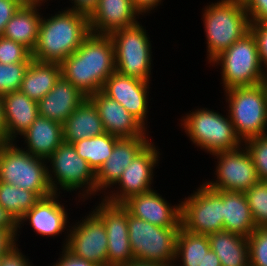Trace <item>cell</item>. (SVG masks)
I'll use <instances>...</instances> for the list:
<instances>
[{
	"label": "cell",
	"instance_id": "cell-1",
	"mask_svg": "<svg viewBox=\"0 0 267 266\" xmlns=\"http://www.w3.org/2000/svg\"><path fill=\"white\" fill-rule=\"evenodd\" d=\"M60 67L61 76L87 97L102 91L105 81L116 71L111 37L90 33Z\"/></svg>",
	"mask_w": 267,
	"mask_h": 266
},
{
	"label": "cell",
	"instance_id": "cell-2",
	"mask_svg": "<svg viewBox=\"0 0 267 266\" xmlns=\"http://www.w3.org/2000/svg\"><path fill=\"white\" fill-rule=\"evenodd\" d=\"M56 9L53 14H42L38 40L31 53L34 60L61 64L91 33L88 16L64 7Z\"/></svg>",
	"mask_w": 267,
	"mask_h": 266
},
{
	"label": "cell",
	"instance_id": "cell-3",
	"mask_svg": "<svg viewBox=\"0 0 267 266\" xmlns=\"http://www.w3.org/2000/svg\"><path fill=\"white\" fill-rule=\"evenodd\" d=\"M214 1L201 9L206 40L205 66L250 31L251 22L243 0Z\"/></svg>",
	"mask_w": 267,
	"mask_h": 266
},
{
	"label": "cell",
	"instance_id": "cell-4",
	"mask_svg": "<svg viewBox=\"0 0 267 266\" xmlns=\"http://www.w3.org/2000/svg\"><path fill=\"white\" fill-rule=\"evenodd\" d=\"M222 108L224 112L220 113L200 105L185 115L181 114V119L178 118L180 123L177 122V125L184 131L191 145L209 156L220 151L234 150L243 144L236 135L226 107Z\"/></svg>",
	"mask_w": 267,
	"mask_h": 266
},
{
	"label": "cell",
	"instance_id": "cell-5",
	"mask_svg": "<svg viewBox=\"0 0 267 266\" xmlns=\"http://www.w3.org/2000/svg\"><path fill=\"white\" fill-rule=\"evenodd\" d=\"M47 170L53 193H69L83 204L97 199L96 173L77 154L73 144L63 142L47 159Z\"/></svg>",
	"mask_w": 267,
	"mask_h": 266
},
{
	"label": "cell",
	"instance_id": "cell-6",
	"mask_svg": "<svg viewBox=\"0 0 267 266\" xmlns=\"http://www.w3.org/2000/svg\"><path fill=\"white\" fill-rule=\"evenodd\" d=\"M224 93V107L234 130L244 143L267 134V81L255 86L233 87Z\"/></svg>",
	"mask_w": 267,
	"mask_h": 266
},
{
	"label": "cell",
	"instance_id": "cell-7",
	"mask_svg": "<svg viewBox=\"0 0 267 266\" xmlns=\"http://www.w3.org/2000/svg\"><path fill=\"white\" fill-rule=\"evenodd\" d=\"M208 67H221L218 71L221 74V91L255 86L267 81V74L259 59L257 42L251 31L218 55Z\"/></svg>",
	"mask_w": 267,
	"mask_h": 266
},
{
	"label": "cell",
	"instance_id": "cell-8",
	"mask_svg": "<svg viewBox=\"0 0 267 266\" xmlns=\"http://www.w3.org/2000/svg\"><path fill=\"white\" fill-rule=\"evenodd\" d=\"M0 181L34 192L39 198L53 194L47 160L33 156L15 142L0 144Z\"/></svg>",
	"mask_w": 267,
	"mask_h": 266
},
{
	"label": "cell",
	"instance_id": "cell-9",
	"mask_svg": "<svg viewBox=\"0 0 267 266\" xmlns=\"http://www.w3.org/2000/svg\"><path fill=\"white\" fill-rule=\"evenodd\" d=\"M148 31L140 21L136 25L117 29L109 34L114 45L117 72L146 82L152 81L154 51Z\"/></svg>",
	"mask_w": 267,
	"mask_h": 266
},
{
	"label": "cell",
	"instance_id": "cell-10",
	"mask_svg": "<svg viewBox=\"0 0 267 266\" xmlns=\"http://www.w3.org/2000/svg\"><path fill=\"white\" fill-rule=\"evenodd\" d=\"M128 236L135 261L174 266L180 227H160L132 216L127 210Z\"/></svg>",
	"mask_w": 267,
	"mask_h": 266
},
{
	"label": "cell",
	"instance_id": "cell-11",
	"mask_svg": "<svg viewBox=\"0 0 267 266\" xmlns=\"http://www.w3.org/2000/svg\"><path fill=\"white\" fill-rule=\"evenodd\" d=\"M62 196L65 198L67 195L53 193L47 197L40 198L35 205L25 213V215L18 221V231L16 234L17 243L20 241L19 238L23 231V226L27 225V228L30 226L33 233L41 236V238L46 237L49 239L50 237H53V239H55L60 236V239H63L64 237L61 243L62 246L60 245V247H66L71 226V222L69 221L72 218H70V209L67 208L68 206L64 202H73L74 198L76 202L74 201L73 203L77 204V207L75 208H78L80 204L82 206L83 203L75 197H72V200L70 198V200L67 201L66 199L61 198Z\"/></svg>",
	"mask_w": 267,
	"mask_h": 266
},
{
	"label": "cell",
	"instance_id": "cell-12",
	"mask_svg": "<svg viewBox=\"0 0 267 266\" xmlns=\"http://www.w3.org/2000/svg\"><path fill=\"white\" fill-rule=\"evenodd\" d=\"M157 143L151 140L124 169L119 180L101 197L113 204H122L129 197L154 189L155 170L163 155ZM161 152H160V151ZM155 177V178H154Z\"/></svg>",
	"mask_w": 267,
	"mask_h": 266
},
{
	"label": "cell",
	"instance_id": "cell-13",
	"mask_svg": "<svg viewBox=\"0 0 267 266\" xmlns=\"http://www.w3.org/2000/svg\"><path fill=\"white\" fill-rule=\"evenodd\" d=\"M181 227L203 235L223 230L222 190L211 189L200 182L196 190L181 198Z\"/></svg>",
	"mask_w": 267,
	"mask_h": 266
},
{
	"label": "cell",
	"instance_id": "cell-14",
	"mask_svg": "<svg viewBox=\"0 0 267 266\" xmlns=\"http://www.w3.org/2000/svg\"><path fill=\"white\" fill-rule=\"evenodd\" d=\"M216 163L213 178L202 181L211 189L245 192L260 181L252 157L242 144L234 150L220 151L211 155Z\"/></svg>",
	"mask_w": 267,
	"mask_h": 266
},
{
	"label": "cell",
	"instance_id": "cell-15",
	"mask_svg": "<svg viewBox=\"0 0 267 266\" xmlns=\"http://www.w3.org/2000/svg\"><path fill=\"white\" fill-rule=\"evenodd\" d=\"M66 249L75 257L107 266V232L103 222L90 210L71 220Z\"/></svg>",
	"mask_w": 267,
	"mask_h": 266
},
{
	"label": "cell",
	"instance_id": "cell-16",
	"mask_svg": "<svg viewBox=\"0 0 267 266\" xmlns=\"http://www.w3.org/2000/svg\"><path fill=\"white\" fill-rule=\"evenodd\" d=\"M91 211L103 222L107 232V266H122L134 260L128 236L127 209L98 198Z\"/></svg>",
	"mask_w": 267,
	"mask_h": 266
},
{
	"label": "cell",
	"instance_id": "cell-17",
	"mask_svg": "<svg viewBox=\"0 0 267 266\" xmlns=\"http://www.w3.org/2000/svg\"><path fill=\"white\" fill-rule=\"evenodd\" d=\"M151 84L115 71L105 81L102 92L121 104L149 131L150 101L153 99L150 96Z\"/></svg>",
	"mask_w": 267,
	"mask_h": 266
},
{
	"label": "cell",
	"instance_id": "cell-18",
	"mask_svg": "<svg viewBox=\"0 0 267 266\" xmlns=\"http://www.w3.org/2000/svg\"><path fill=\"white\" fill-rule=\"evenodd\" d=\"M122 205L137 218L153 225L181 227V199L172 204L158 190H150L129 197Z\"/></svg>",
	"mask_w": 267,
	"mask_h": 266
},
{
	"label": "cell",
	"instance_id": "cell-19",
	"mask_svg": "<svg viewBox=\"0 0 267 266\" xmlns=\"http://www.w3.org/2000/svg\"><path fill=\"white\" fill-rule=\"evenodd\" d=\"M88 98L98 109L105 132L119 138L152 137L150 134L154 131H148L121 104L102 91L95 92Z\"/></svg>",
	"mask_w": 267,
	"mask_h": 266
},
{
	"label": "cell",
	"instance_id": "cell-20",
	"mask_svg": "<svg viewBox=\"0 0 267 266\" xmlns=\"http://www.w3.org/2000/svg\"><path fill=\"white\" fill-rule=\"evenodd\" d=\"M152 139V137H133L119 138L116 141L112 154L96 172L98 198H101L119 180L124 169Z\"/></svg>",
	"mask_w": 267,
	"mask_h": 266
},
{
	"label": "cell",
	"instance_id": "cell-21",
	"mask_svg": "<svg viewBox=\"0 0 267 266\" xmlns=\"http://www.w3.org/2000/svg\"><path fill=\"white\" fill-rule=\"evenodd\" d=\"M88 19L91 33L109 35L117 29L136 25L144 18L132 0H99Z\"/></svg>",
	"mask_w": 267,
	"mask_h": 266
},
{
	"label": "cell",
	"instance_id": "cell-22",
	"mask_svg": "<svg viewBox=\"0 0 267 266\" xmlns=\"http://www.w3.org/2000/svg\"><path fill=\"white\" fill-rule=\"evenodd\" d=\"M18 139L15 143L20 148L33 156L47 160L64 142L62 124L46 117L38 116Z\"/></svg>",
	"mask_w": 267,
	"mask_h": 266
},
{
	"label": "cell",
	"instance_id": "cell-23",
	"mask_svg": "<svg viewBox=\"0 0 267 266\" xmlns=\"http://www.w3.org/2000/svg\"><path fill=\"white\" fill-rule=\"evenodd\" d=\"M87 98L62 76L52 90L37 102L39 116L63 123Z\"/></svg>",
	"mask_w": 267,
	"mask_h": 266
},
{
	"label": "cell",
	"instance_id": "cell-24",
	"mask_svg": "<svg viewBox=\"0 0 267 266\" xmlns=\"http://www.w3.org/2000/svg\"><path fill=\"white\" fill-rule=\"evenodd\" d=\"M7 143L15 142L39 116L37 101L20 90L2 95Z\"/></svg>",
	"mask_w": 267,
	"mask_h": 266
},
{
	"label": "cell",
	"instance_id": "cell-25",
	"mask_svg": "<svg viewBox=\"0 0 267 266\" xmlns=\"http://www.w3.org/2000/svg\"><path fill=\"white\" fill-rule=\"evenodd\" d=\"M49 5L45 2L22 5L7 22L2 36L22 44L32 53L38 40L39 24L44 12L42 9L46 11Z\"/></svg>",
	"mask_w": 267,
	"mask_h": 266
},
{
	"label": "cell",
	"instance_id": "cell-26",
	"mask_svg": "<svg viewBox=\"0 0 267 266\" xmlns=\"http://www.w3.org/2000/svg\"><path fill=\"white\" fill-rule=\"evenodd\" d=\"M63 141H76L105 133L98 109L87 97L77 109L62 123Z\"/></svg>",
	"mask_w": 267,
	"mask_h": 266
},
{
	"label": "cell",
	"instance_id": "cell-27",
	"mask_svg": "<svg viewBox=\"0 0 267 266\" xmlns=\"http://www.w3.org/2000/svg\"><path fill=\"white\" fill-rule=\"evenodd\" d=\"M222 200L224 229L248 238L257 227L244 192L222 191Z\"/></svg>",
	"mask_w": 267,
	"mask_h": 266
},
{
	"label": "cell",
	"instance_id": "cell-28",
	"mask_svg": "<svg viewBox=\"0 0 267 266\" xmlns=\"http://www.w3.org/2000/svg\"><path fill=\"white\" fill-rule=\"evenodd\" d=\"M208 240L221 266H250L247 237L223 229L209 234Z\"/></svg>",
	"mask_w": 267,
	"mask_h": 266
},
{
	"label": "cell",
	"instance_id": "cell-29",
	"mask_svg": "<svg viewBox=\"0 0 267 266\" xmlns=\"http://www.w3.org/2000/svg\"><path fill=\"white\" fill-rule=\"evenodd\" d=\"M61 77L59 63L32 59L21 83L20 91L35 101L41 100Z\"/></svg>",
	"mask_w": 267,
	"mask_h": 266
},
{
	"label": "cell",
	"instance_id": "cell-30",
	"mask_svg": "<svg viewBox=\"0 0 267 266\" xmlns=\"http://www.w3.org/2000/svg\"><path fill=\"white\" fill-rule=\"evenodd\" d=\"M209 250L208 235L192 233L180 227L174 266H199Z\"/></svg>",
	"mask_w": 267,
	"mask_h": 266
},
{
	"label": "cell",
	"instance_id": "cell-31",
	"mask_svg": "<svg viewBox=\"0 0 267 266\" xmlns=\"http://www.w3.org/2000/svg\"><path fill=\"white\" fill-rule=\"evenodd\" d=\"M119 137L105 132L102 135L89 137L73 143L77 154L86 160L96 173L112 154Z\"/></svg>",
	"mask_w": 267,
	"mask_h": 266
},
{
	"label": "cell",
	"instance_id": "cell-32",
	"mask_svg": "<svg viewBox=\"0 0 267 266\" xmlns=\"http://www.w3.org/2000/svg\"><path fill=\"white\" fill-rule=\"evenodd\" d=\"M40 198L31 191L0 181V206L18 222Z\"/></svg>",
	"mask_w": 267,
	"mask_h": 266
},
{
	"label": "cell",
	"instance_id": "cell-33",
	"mask_svg": "<svg viewBox=\"0 0 267 266\" xmlns=\"http://www.w3.org/2000/svg\"><path fill=\"white\" fill-rule=\"evenodd\" d=\"M249 204L255 226L267 227V185L259 181L244 192Z\"/></svg>",
	"mask_w": 267,
	"mask_h": 266
},
{
	"label": "cell",
	"instance_id": "cell-34",
	"mask_svg": "<svg viewBox=\"0 0 267 266\" xmlns=\"http://www.w3.org/2000/svg\"><path fill=\"white\" fill-rule=\"evenodd\" d=\"M30 62L0 63V95L18 91Z\"/></svg>",
	"mask_w": 267,
	"mask_h": 266
},
{
	"label": "cell",
	"instance_id": "cell-35",
	"mask_svg": "<svg viewBox=\"0 0 267 266\" xmlns=\"http://www.w3.org/2000/svg\"><path fill=\"white\" fill-rule=\"evenodd\" d=\"M243 145L250 153L260 181L267 179V134L246 140Z\"/></svg>",
	"mask_w": 267,
	"mask_h": 266
},
{
	"label": "cell",
	"instance_id": "cell-36",
	"mask_svg": "<svg viewBox=\"0 0 267 266\" xmlns=\"http://www.w3.org/2000/svg\"><path fill=\"white\" fill-rule=\"evenodd\" d=\"M250 266H267V227H258L248 237Z\"/></svg>",
	"mask_w": 267,
	"mask_h": 266
},
{
	"label": "cell",
	"instance_id": "cell-37",
	"mask_svg": "<svg viewBox=\"0 0 267 266\" xmlns=\"http://www.w3.org/2000/svg\"><path fill=\"white\" fill-rule=\"evenodd\" d=\"M32 59L31 52L22 44L0 36V63L16 64L31 62Z\"/></svg>",
	"mask_w": 267,
	"mask_h": 266
},
{
	"label": "cell",
	"instance_id": "cell-38",
	"mask_svg": "<svg viewBox=\"0 0 267 266\" xmlns=\"http://www.w3.org/2000/svg\"><path fill=\"white\" fill-rule=\"evenodd\" d=\"M250 31L257 42L261 66L267 74V22L250 23Z\"/></svg>",
	"mask_w": 267,
	"mask_h": 266
},
{
	"label": "cell",
	"instance_id": "cell-39",
	"mask_svg": "<svg viewBox=\"0 0 267 266\" xmlns=\"http://www.w3.org/2000/svg\"><path fill=\"white\" fill-rule=\"evenodd\" d=\"M251 23L267 22V0H243Z\"/></svg>",
	"mask_w": 267,
	"mask_h": 266
},
{
	"label": "cell",
	"instance_id": "cell-40",
	"mask_svg": "<svg viewBox=\"0 0 267 266\" xmlns=\"http://www.w3.org/2000/svg\"><path fill=\"white\" fill-rule=\"evenodd\" d=\"M17 243L1 259L0 266H35Z\"/></svg>",
	"mask_w": 267,
	"mask_h": 266
},
{
	"label": "cell",
	"instance_id": "cell-41",
	"mask_svg": "<svg viewBox=\"0 0 267 266\" xmlns=\"http://www.w3.org/2000/svg\"><path fill=\"white\" fill-rule=\"evenodd\" d=\"M60 249L62 251L59 252V257L56 259V261L54 260L50 266H97L93 262L75 257L65 247Z\"/></svg>",
	"mask_w": 267,
	"mask_h": 266
},
{
	"label": "cell",
	"instance_id": "cell-42",
	"mask_svg": "<svg viewBox=\"0 0 267 266\" xmlns=\"http://www.w3.org/2000/svg\"><path fill=\"white\" fill-rule=\"evenodd\" d=\"M21 6L16 0H0V36H2L7 22Z\"/></svg>",
	"mask_w": 267,
	"mask_h": 266
},
{
	"label": "cell",
	"instance_id": "cell-43",
	"mask_svg": "<svg viewBox=\"0 0 267 266\" xmlns=\"http://www.w3.org/2000/svg\"><path fill=\"white\" fill-rule=\"evenodd\" d=\"M66 3L69 5H67L65 9L73 12L83 13L89 17L98 6L99 0H68Z\"/></svg>",
	"mask_w": 267,
	"mask_h": 266
},
{
	"label": "cell",
	"instance_id": "cell-44",
	"mask_svg": "<svg viewBox=\"0 0 267 266\" xmlns=\"http://www.w3.org/2000/svg\"><path fill=\"white\" fill-rule=\"evenodd\" d=\"M16 244V235L8 228H0V259Z\"/></svg>",
	"mask_w": 267,
	"mask_h": 266
},
{
	"label": "cell",
	"instance_id": "cell-45",
	"mask_svg": "<svg viewBox=\"0 0 267 266\" xmlns=\"http://www.w3.org/2000/svg\"><path fill=\"white\" fill-rule=\"evenodd\" d=\"M132 2L144 18H146L145 16H149L154 13L155 10L157 11L158 7L160 9V5L164 6V0H132Z\"/></svg>",
	"mask_w": 267,
	"mask_h": 266
},
{
	"label": "cell",
	"instance_id": "cell-46",
	"mask_svg": "<svg viewBox=\"0 0 267 266\" xmlns=\"http://www.w3.org/2000/svg\"><path fill=\"white\" fill-rule=\"evenodd\" d=\"M0 228H8L15 235L17 234L18 231V222L8 211H6L1 206H0Z\"/></svg>",
	"mask_w": 267,
	"mask_h": 266
},
{
	"label": "cell",
	"instance_id": "cell-47",
	"mask_svg": "<svg viewBox=\"0 0 267 266\" xmlns=\"http://www.w3.org/2000/svg\"><path fill=\"white\" fill-rule=\"evenodd\" d=\"M199 266H221V262L215 252L210 249Z\"/></svg>",
	"mask_w": 267,
	"mask_h": 266
},
{
	"label": "cell",
	"instance_id": "cell-48",
	"mask_svg": "<svg viewBox=\"0 0 267 266\" xmlns=\"http://www.w3.org/2000/svg\"><path fill=\"white\" fill-rule=\"evenodd\" d=\"M7 143L6 126L4 121L3 100L0 95V144Z\"/></svg>",
	"mask_w": 267,
	"mask_h": 266
},
{
	"label": "cell",
	"instance_id": "cell-49",
	"mask_svg": "<svg viewBox=\"0 0 267 266\" xmlns=\"http://www.w3.org/2000/svg\"><path fill=\"white\" fill-rule=\"evenodd\" d=\"M122 266H166V265L159 264V263L132 261V262L125 264V265H122Z\"/></svg>",
	"mask_w": 267,
	"mask_h": 266
},
{
	"label": "cell",
	"instance_id": "cell-50",
	"mask_svg": "<svg viewBox=\"0 0 267 266\" xmlns=\"http://www.w3.org/2000/svg\"><path fill=\"white\" fill-rule=\"evenodd\" d=\"M18 1L21 5H34L37 3H40V0H16Z\"/></svg>",
	"mask_w": 267,
	"mask_h": 266
},
{
	"label": "cell",
	"instance_id": "cell-51",
	"mask_svg": "<svg viewBox=\"0 0 267 266\" xmlns=\"http://www.w3.org/2000/svg\"><path fill=\"white\" fill-rule=\"evenodd\" d=\"M41 2L50 3V1L53 2V0H40ZM56 1V0H55Z\"/></svg>",
	"mask_w": 267,
	"mask_h": 266
}]
</instances>
